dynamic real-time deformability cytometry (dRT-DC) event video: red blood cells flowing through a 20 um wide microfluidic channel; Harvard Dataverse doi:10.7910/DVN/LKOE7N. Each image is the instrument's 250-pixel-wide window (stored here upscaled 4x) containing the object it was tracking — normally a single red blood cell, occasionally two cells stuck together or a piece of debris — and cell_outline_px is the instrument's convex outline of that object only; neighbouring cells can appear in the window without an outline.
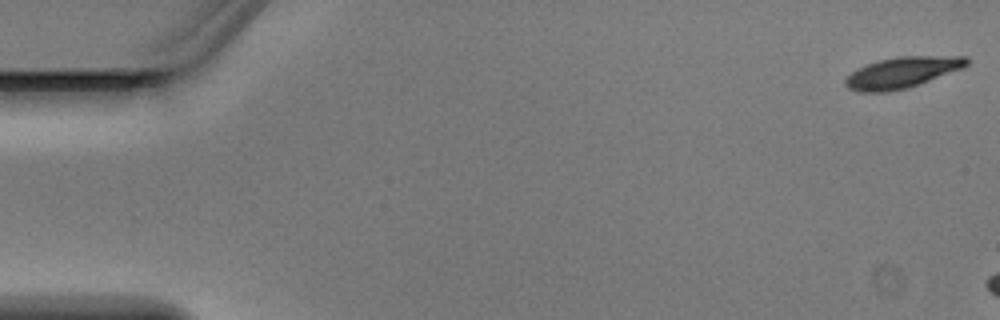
{"species": "Egyptian fruit bat (a non-hibernating species)", "species_latin": "Rousettus aegyptiacus", "temperature_condition": "warm", "stored_images_in_passage": 3, "segment_of_instrument_passage": [2, 2], "camera_frame_rate_fps": 3000, "um_per_image_px": 0.085, "animal": {"sex": "male"}, "frame": {"image": 1, "passage_image": 3, "time_ms": 0.667, "image_size_px": [1000, 320], "cell_outline_px": [[968, 64], [964, 68], [904, 88], [888, 92], [860, 92], [848, 88], [844, 84], [844, 80], [852, 72], [868, 64], [880, 60], [900, 56], [968, 56]], "centroid_in_image_um": [76.69, 6.15], "position_along_channel_um": 8.3, "area_um2": 21.5}}